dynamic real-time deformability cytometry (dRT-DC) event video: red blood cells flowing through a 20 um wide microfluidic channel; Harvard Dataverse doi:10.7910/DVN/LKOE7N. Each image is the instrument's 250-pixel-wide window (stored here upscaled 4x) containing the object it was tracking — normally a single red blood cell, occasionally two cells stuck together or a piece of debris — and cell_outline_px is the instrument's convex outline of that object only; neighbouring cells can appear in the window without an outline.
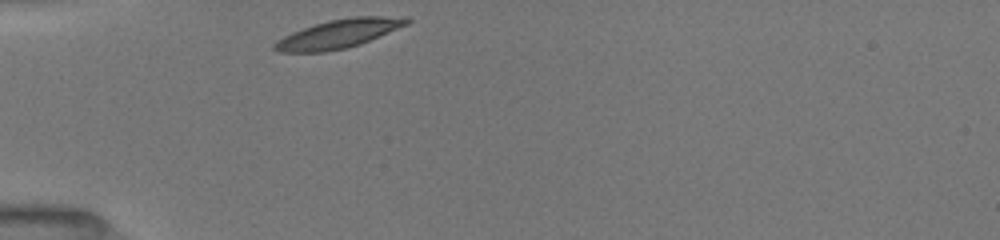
{"species": "common noctule bat (a hibernating species)", "species_latin": "Nyctalus noctula", "temperature_condition": "room temperature", "stored_images_in_passage": 12, "camera_frame_rate_fps": 3000, "um_per_image_px": 0.085, "animal": {"sex": "female", "body_mass_g": 19.5, "forearm_length_mm": 54.1}, "frame": {"image": 1, "passage_image": 1, "time_ms": 0.0, "image_size_px": [1000, 240], "cell_outline_px": [[412, 20], [408, 24], [360, 44], [348, 48], [324, 52], [280, 52], [272, 48], [272, 44], [276, 40], [292, 32], [328, 20], [352, 16], [408, 16]], "centroid_in_image_um": [28.8, 2.86], "position_along_channel_um": 56.2, "area_um2": 22.25}}
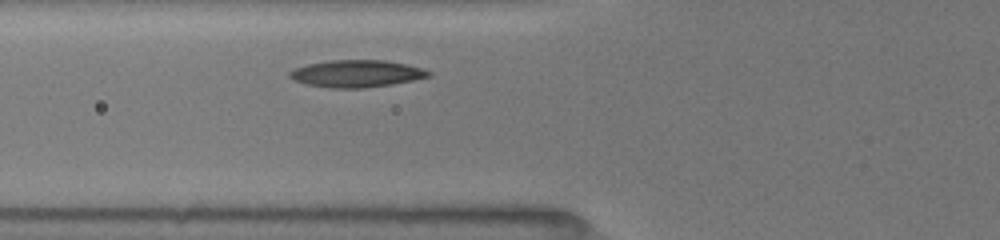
{"frame": {"image": 2, "passage_image": 7, "time_ms": 1.333, "image_size_px": [1000, 240], "cell_outline_px": [[432, 76], [392, 84], [364, 88], [332, 88], [308, 84], [292, 80], [288, 76], [288, 72], [296, 68], [308, 64], [328, 60], [384, 60], [408, 64], [432, 72]], "centroid_in_image_um": [30.31, 6.25], "position_along_channel_um": 95.5, "area_um2": 21.96}}
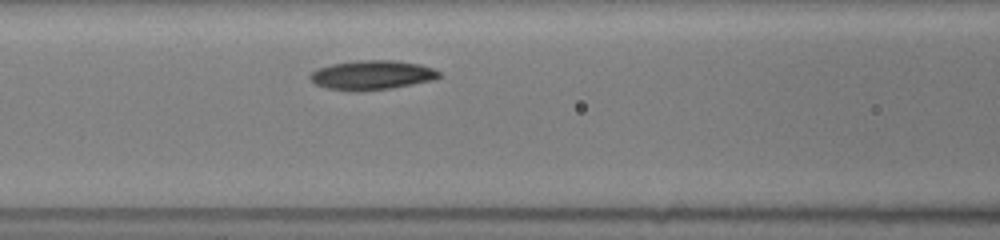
{"frame": {"image": 3, "passage_image": 12, "time_ms": 2.333, "image_size_px": [1000, 240], "cell_outline_px": [[440, 76], [432, 80], [392, 88], [360, 92], [328, 88], [316, 84], [308, 76], [316, 68], [332, 64], [356, 60], [396, 60], [420, 64], [432, 68], [440, 72]], "centroid_in_image_um": [31.6, 6.37], "position_along_channel_um": 135.0, "area_um2": 22.08}}